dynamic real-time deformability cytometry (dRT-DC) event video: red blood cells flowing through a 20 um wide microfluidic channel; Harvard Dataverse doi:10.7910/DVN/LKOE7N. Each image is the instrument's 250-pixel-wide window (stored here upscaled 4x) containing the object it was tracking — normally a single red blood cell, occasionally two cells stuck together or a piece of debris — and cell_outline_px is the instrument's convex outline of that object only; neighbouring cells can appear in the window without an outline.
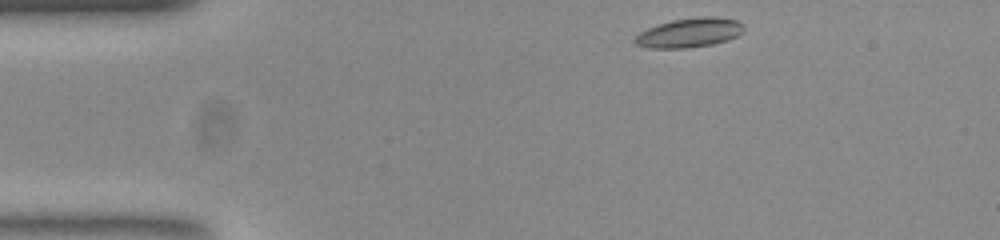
{"species": "common noctule bat (a hibernating species)", "species_latin": "Nyctalus noctula", "temperature_condition": "room temperature", "stored_images_in_passage": 37, "camera_frame_rate_fps": 3000, "um_per_image_px": 0.085, "animal": {"sex": "female", "body_mass_g": 23.0, "forearm_length_mm": 53.4}, "frame": {"image": 1, "passage_image": 1, "time_ms": 0.0, "image_size_px": [1000, 240], "cell_outline_px": [[744, 32], [728, 40], [712, 44], [688, 48], [648, 48], [636, 44], [632, 40], [640, 32], [648, 28], [672, 20], [704, 16], [716, 16], [736, 20], [744, 24]], "centroid_in_image_um": [58.62, 2.78], "position_along_channel_um": 26.4, "area_um2": 18.67}}
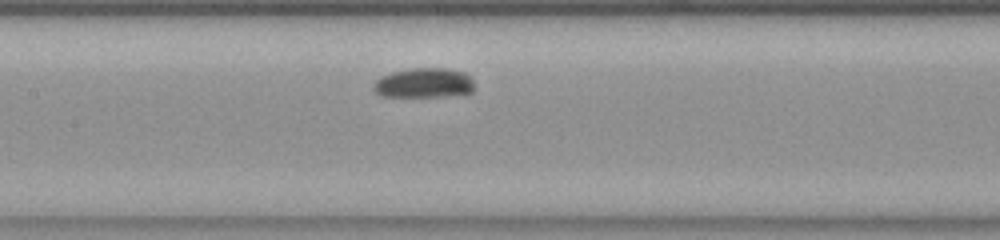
{"frame": {"image": 2, "passage_image": 19, "time_ms": 6.0, "image_size_px": [1000, 240], "cell_outline_px": [[472, 92], [468, 96], [380, 96], [372, 92], [372, 84], [380, 76], [392, 72], [412, 68], [448, 68], [464, 72], [472, 76]], "centroid_in_image_um": [36.04, 7.06], "position_along_channel_um": 171.4, "area_um2": 17.98}}
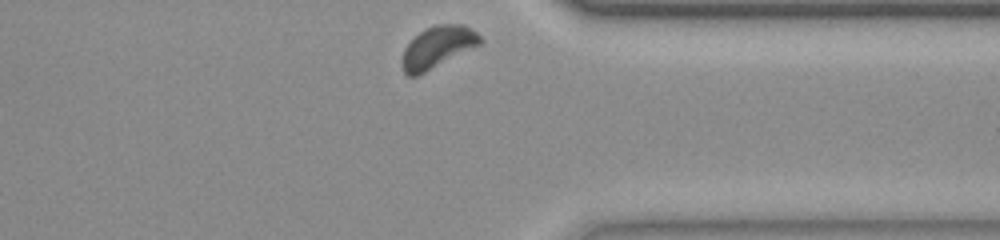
{"frame": {"image": 3, "passage_image": 37, "time_ms": 12.0, "image_size_px": [1000, 240], "cell_outline_px": [[484, 40], [480, 44], [416, 76], [408, 76], [404, 72], [400, 64], [400, 60], [404, 48], [420, 32], [436, 24], [464, 24], [476, 32]], "centroid_in_image_um": [37.17, 4.0], "position_along_channel_um": 374.2, "area_um2": 18.67}}